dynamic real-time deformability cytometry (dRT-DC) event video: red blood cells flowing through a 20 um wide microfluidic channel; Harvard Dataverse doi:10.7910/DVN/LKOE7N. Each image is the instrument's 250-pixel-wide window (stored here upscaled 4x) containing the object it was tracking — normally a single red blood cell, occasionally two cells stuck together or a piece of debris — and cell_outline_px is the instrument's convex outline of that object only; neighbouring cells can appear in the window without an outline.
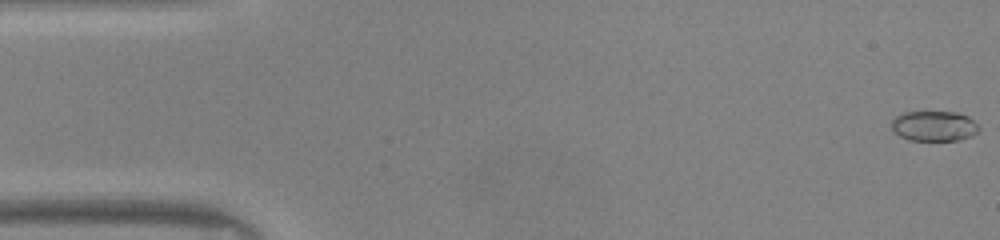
{"species": "common noctule bat (a hibernating species)", "species_latin": "Nyctalus noctula", "temperature_condition": "warm", "stored_images_in_passage": 48, "camera_frame_rate_fps": 3000, "um_per_image_px": 0.085, "animal": {"sex": "male", "body_mass_g": 20.0, "forearm_length_mm": 53.3}, "frame": {"image": 1, "passage_image": 1, "time_ms": 0.0, "image_size_px": [1000, 240], "cell_outline_px": [[980, 128], [972, 136], [960, 140], [908, 140], [900, 136], [892, 128], [892, 120], [896, 116], [904, 112], [956, 112], [968, 116]], "centroid_in_image_um": [79.4, 10.71], "position_along_channel_um": 5.6, "area_um2": 15.26}}
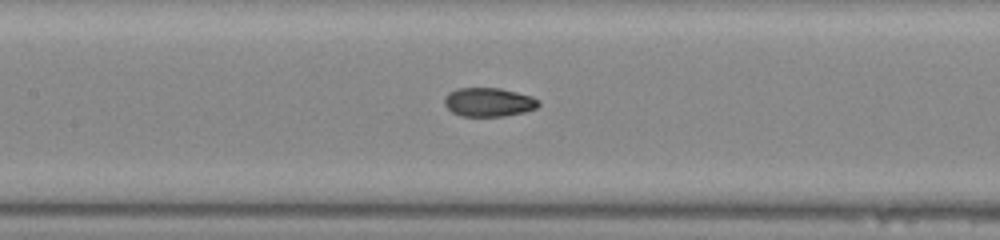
{"frame": {"image": 2, "passage_image": 22, "time_ms": 7.0, "image_size_px": [1000, 240], "cell_outline_px": [[540, 104], [536, 108], [524, 112], [504, 116], [460, 116], [452, 112], [444, 104], [444, 96], [448, 92], [456, 88], [500, 88], [532, 96], [540, 100]], "centroid_in_image_um": [41.52, 8.68], "position_along_channel_um": 165.9, "area_um2": 15.95}}
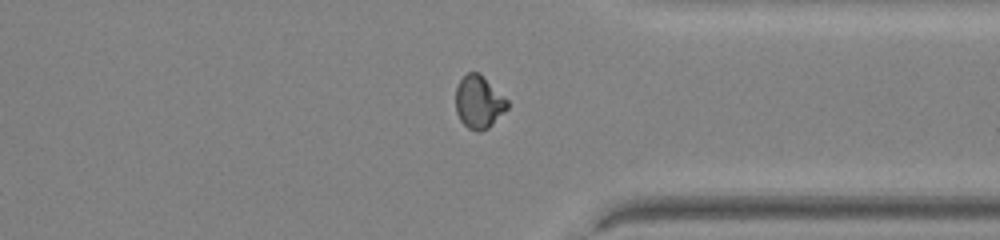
{"frame": {"image": 3, "passage_image": 37, "time_ms": 12.0, "image_size_px": [1000, 240], "cell_outline_px": [[508, 108], [488, 128], [480, 132], [476, 132], [468, 128], [460, 120], [456, 112], [456, 88], [460, 80], [468, 72], [480, 72], [508, 100]], "centroid_in_image_um": [40.7, 8.67], "position_along_channel_um": 370.7, "area_um2": 15.95}, "authors_computed_cell_mechanics": {"area_um2": 15.9528, "velocity_mm_per_s": 4.1843, "shape_relaxation_time_tau1_ms": 5.1641, "shape_relaxation_time_tau2_ms": 1.0427, "deformation_change_tau1": 0.1981, "deformation_change_tau2": 0.0529}}